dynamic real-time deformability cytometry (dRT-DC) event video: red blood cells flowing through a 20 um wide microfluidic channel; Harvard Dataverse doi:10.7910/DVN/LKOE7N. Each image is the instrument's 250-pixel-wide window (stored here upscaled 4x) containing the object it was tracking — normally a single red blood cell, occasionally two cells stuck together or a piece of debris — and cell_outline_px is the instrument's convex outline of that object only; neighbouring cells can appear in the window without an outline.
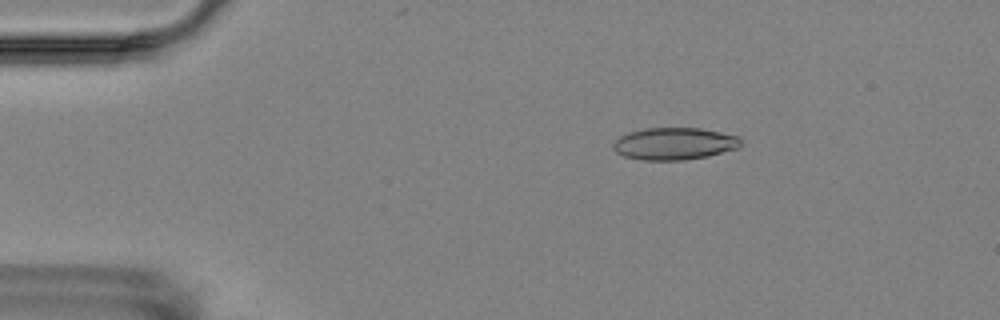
{"species": "Egyptian fruit bat (a non-hibernating species)", "species_latin": "Rousettus aegyptiacus", "temperature_condition": "room temperature", "stored_images_in_passage": 4, "camera_frame_rate_fps": 3000, "um_per_image_px": 0.085, "animal": {"sex": "female"}, "frame": {"image": 1, "passage_image": 3, "time_ms": 2.0, "image_size_px": [1000, 320], "cell_outline_px": [[744, 144], [740, 148], [708, 156], [684, 160], [644, 160], [624, 156], [616, 152], [612, 148], [612, 144], [620, 136], [628, 132], [644, 128], [700, 128], [740, 136]], "centroid_in_image_um": [57.36, 12.21], "position_along_channel_um": 27.6, "area_um2": 24.22}}